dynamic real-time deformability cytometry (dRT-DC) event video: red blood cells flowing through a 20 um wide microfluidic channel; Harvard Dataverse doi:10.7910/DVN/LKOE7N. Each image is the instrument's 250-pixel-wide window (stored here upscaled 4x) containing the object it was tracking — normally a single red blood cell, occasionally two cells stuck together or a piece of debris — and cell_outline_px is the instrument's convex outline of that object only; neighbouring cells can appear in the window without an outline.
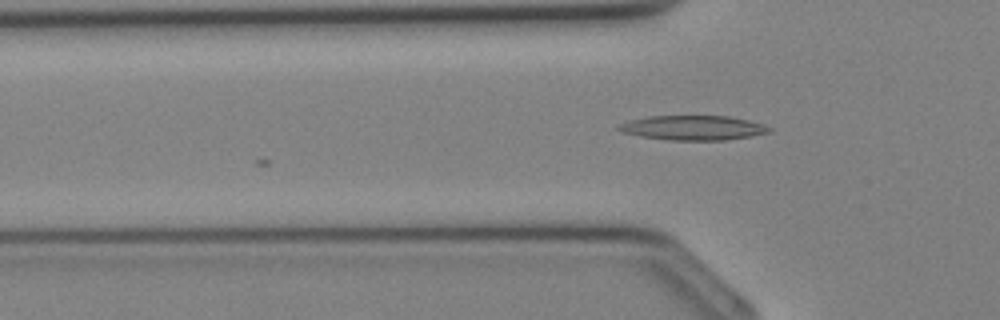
{"species": "Egyptian fruit bat (a non-hibernating species)", "species_latin": "Rousettus aegyptiacus", "temperature_condition": "cold", "stored_images_in_passage": 3, "camera_frame_rate_fps": 3000, "um_per_image_px": 0.085, "animal": {"sex": "female"}, "frame": {"image": 1, "passage_image": 3, "time_ms": 0.667, "image_size_px": [1000, 320], "cell_outline_px": [[772, 132], [752, 136], [724, 140], [668, 140], [640, 136], [624, 132], [616, 128], [620, 124], [632, 120], [648, 116], [728, 116], [748, 120], [764, 124], [772, 128]], "centroid_in_image_um": [58.97, 10.86], "position_along_channel_um": 66.8, "area_um2": 21.5}}